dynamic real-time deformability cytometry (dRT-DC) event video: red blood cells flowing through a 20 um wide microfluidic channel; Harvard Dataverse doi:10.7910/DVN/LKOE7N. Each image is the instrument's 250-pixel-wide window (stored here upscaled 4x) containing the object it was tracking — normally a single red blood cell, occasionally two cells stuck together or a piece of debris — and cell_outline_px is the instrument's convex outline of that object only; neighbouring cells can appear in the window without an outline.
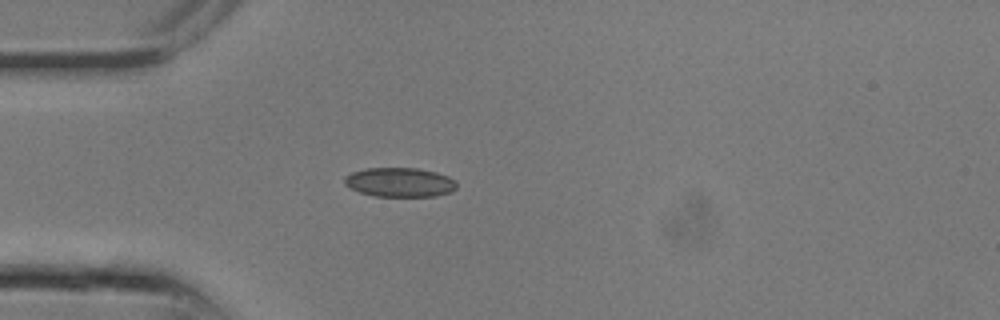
{"species": "common noctule bat (a hibernating species)", "species_latin": "Nyctalus noctula", "temperature_condition": "room temperature", "stored_images_in_passage": 3, "camera_frame_rate_fps": 3000, "um_per_image_px": 0.085, "animal": {"sex": "male", "body_mass_g": 13.3}, "frame": {"image": 1, "passage_image": 1, "time_ms": 0.0, "image_size_px": [1000, 320], "cell_outline_px": [[456, 188], [452, 192], [436, 196], [376, 196], [360, 192], [344, 184], [344, 176], [352, 172], [368, 168], [416, 168], [436, 172], [448, 176], [456, 180]], "centroid_in_image_um": [34.0, 15.49], "position_along_channel_um": 51.0, "area_um2": 19.13}}
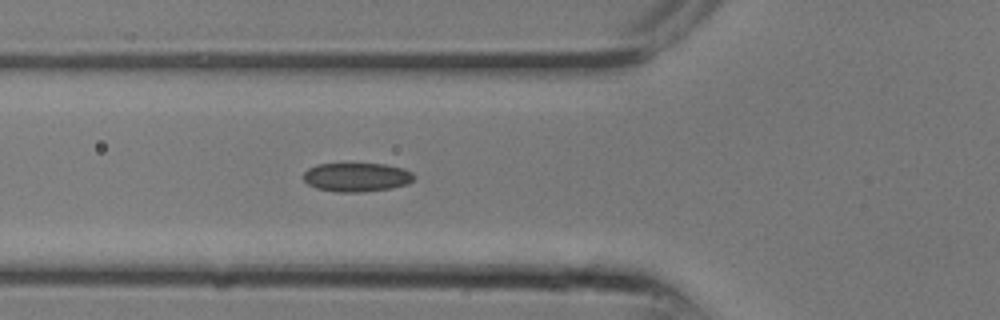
{"frame": {"image": 2, "passage_image": 3, "time_ms": 0.667, "image_size_px": [1000, 320], "cell_outline_px": [[416, 176], [408, 184], [392, 188], [360, 192], [336, 192], [316, 188], [308, 184], [304, 180], [304, 172], [308, 168], [316, 164], [384, 164], [404, 168], [412, 172]], "centroid_in_image_um": [30.33, 15.06], "position_along_channel_um": 95.5, "area_um2": 18.67}}